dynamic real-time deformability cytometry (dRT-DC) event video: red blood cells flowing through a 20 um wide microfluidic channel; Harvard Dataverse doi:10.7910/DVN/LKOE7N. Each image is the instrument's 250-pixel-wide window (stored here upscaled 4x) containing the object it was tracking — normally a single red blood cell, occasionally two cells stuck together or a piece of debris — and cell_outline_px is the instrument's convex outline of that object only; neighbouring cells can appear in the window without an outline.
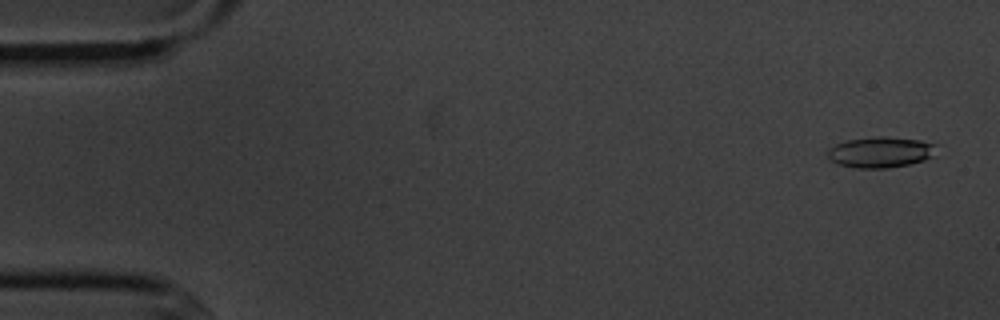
{"species": "common noctule bat (a hibernating species)", "species_latin": "Nyctalus noctula", "temperature_condition": "cold", "stored_images_in_passage": 5, "camera_frame_rate_fps": 3000, "um_per_image_px": 0.085, "animal": {"sex": "male", "body_mass_g": 20.1, "forearm_length_mm": 53.5}, "frame": {"image": 1, "passage_image": 1, "time_ms": 0.0, "image_size_px": [1000, 320], "cell_outline_px": [[936, 144], [932, 156], [924, 160], [908, 164], [888, 168], [856, 168], [840, 164], [828, 160], [828, 148], [836, 144], [848, 140], [880, 136], [884, 136], [920, 140]], "centroid_in_image_um": [74.82, 12.93], "position_along_channel_um": 10.2, "area_um2": 19.36}}